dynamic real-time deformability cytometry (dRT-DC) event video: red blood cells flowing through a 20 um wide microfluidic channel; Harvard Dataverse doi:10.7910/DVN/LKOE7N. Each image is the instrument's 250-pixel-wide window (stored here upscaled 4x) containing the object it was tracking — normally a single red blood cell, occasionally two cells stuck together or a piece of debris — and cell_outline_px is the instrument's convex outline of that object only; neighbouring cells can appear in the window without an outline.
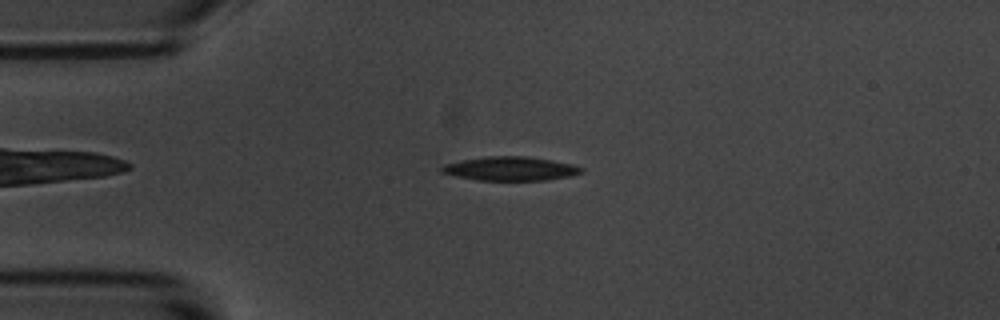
{"species": "common noctule bat (a hibernating species)", "species_latin": "Nyctalus noctula", "temperature_condition": "room temperature", "stored_images_in_passage": 48, "camera_frame_rate_fps": 3000, "um_per_image_px": 0.085, "animal": {"sex": "male", "body_mass_g": 20.1, "forearm_length_mm": 53.5}, "frame": {"image": 1, "passage_image": 4, "time_ms": 1.0, "image_size_px": [1000, 320], "cell_outline_px": [[584, 172], [572, 176], [548, 180], [476, 180], [456, 176], [440, 172], [440, 168], [444, 164], [460, 160], [488, 156], [524, 156], [552, 160], [572, 164], [584, 168]], "centroid_in_image_um": [43.4, 14.34], "position_along_channel_um": 41.6, "area_um2": 19.59}}
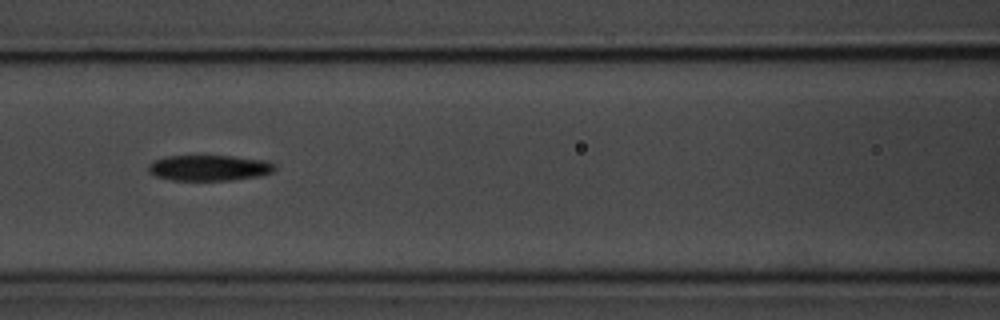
{"frame": {"image": 2, "passage_image": 15, "time_ms": 4.667, "image_size_px": [1000, 320], "cell_outline_px": [[276, 168], [272, 172], [260, 176], [232, 180], [172, 180], [156, 176], [148, 172], [148, 164], [152, 160], [164, 156], [232, 156], [268, 160], [276, 164]], "centroid_in_image_um": [17.79, 14.26], "position_along_channel_um": 148.8, "area_um2": 19.19}}
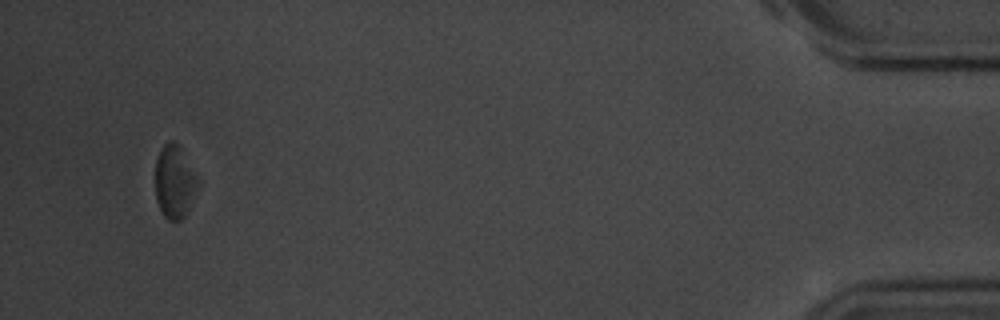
{"frame": {"image": 3, "passage_image": 45, "time_ms": 14.667, "image_size_px": [1000, 320], "cell_outline_px": [[200, 180], [188, 208], [184, 216], [180, 220], [168, 220], [164, 216], [156, 200], [156, 160], [164, 144], [168, 140], [172, 140], [180, 144]], "centroid_in_image_um": [14.85, 15.4], "position_along_channel_um": 420.4, "area_um2": 18.09}, "authors_computed_cell_mechanics": {"area_um2": 19.2763, "velocity_mm_per_s": 3.4954, "shape_relaxation_time_tau1_ms": 4.0922, "shape_relaxation_time_tau2_ms": null, "deformation_change_tau1": 0.1342, "deformation_change_tau2": null}}